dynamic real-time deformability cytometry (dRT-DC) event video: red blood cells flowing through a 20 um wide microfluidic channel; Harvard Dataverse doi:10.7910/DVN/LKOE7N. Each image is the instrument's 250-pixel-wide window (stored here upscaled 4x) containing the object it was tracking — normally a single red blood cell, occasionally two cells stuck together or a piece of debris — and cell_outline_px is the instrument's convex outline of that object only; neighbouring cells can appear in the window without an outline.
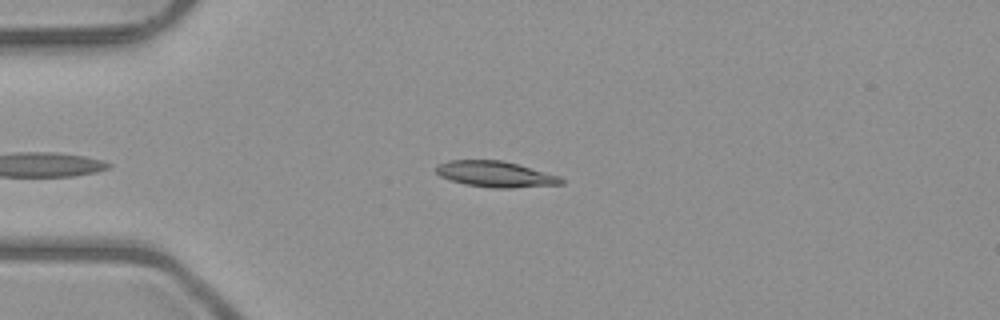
{"species": "common noctule bat (a hibernating species)", "species_latin": "Nyctalus noctula", "temperature_condition": "room temperature", "stored_images_in_passage": 39, "camera_frame_rate_fps": 3000, "um_per_image_px": 0.085, "animal": {"sex": "male", "body_mass_g": 23.1, "forearm_length_mm": 52.7}, "frame": {"image": 1, "passage_image": 4, "time_ms": 1.0, "image_size_px": [1000, 320], "cell_outline_px": [[564, 184], [512, 188], [492, 188], [464, 184], [440, 176], [436, 172], [436, 164], [448, 160], [504, 160], [560, 176], [564, 180]], "centroid_in_image_um": [42.12, 14.8], "position_along_channel_um": 42.9, "area_um2": 19.02}}
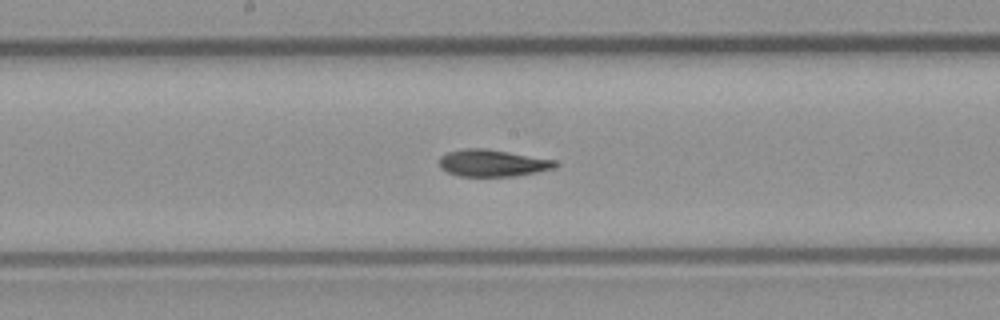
{"frame": {"image": 2, "passage_image": 18, "time_ms": 5.667, "image_size_px": [1000, 320], "cell_outline_px": [[560, 164], [556, 168], [516, 176], [460, 176], [448, 172], [440, 168], [440, 156], [448, 152], [464, 148], [484, 148], [556, 160]], "centroid_in_image_um": [41.89, 13.86], "position_along_channel_um": 206.3, "area_um2": 18.21}}
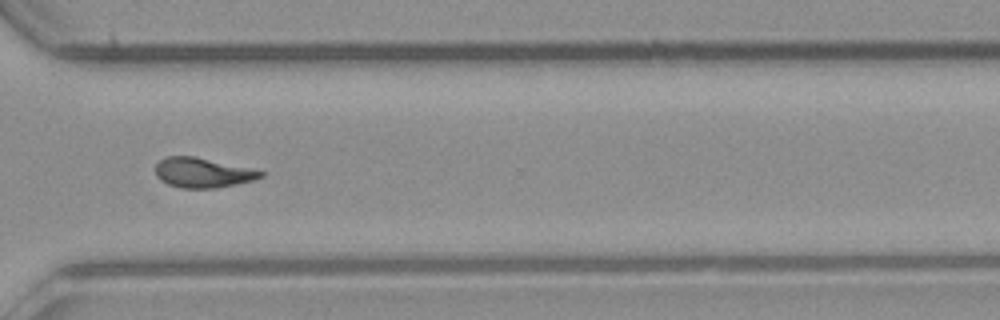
{"frame": {"image": 3, "passage_image": 29, "time_ms": 9.333, "image_size_px": [1000, 320], "cell_outline_px": [[264, 176], [252, 180], [236, 184], [216, 188], [180, 188], [168, 184], [160, 180], [156, 176], [156, 164], [160, 160], [168, 156], [192, 156], [264, 172]], "centroid_in_image_um": [17.16, 14.69], "position_along_channel_um": 353.4, "area_um2": 17.86}, "authors_computed_cell_mechanics": {"area_um2": 18.1492, "velocity_mm_per_s": 4.0165, "shape_relaxation_time_tau1_ms": 11.0492, "shape_relaxation_time_tau2_ms": 4.5883, "deformation_change_tau1": 0.2549, "deformation_change_tau2": 0.1084}}